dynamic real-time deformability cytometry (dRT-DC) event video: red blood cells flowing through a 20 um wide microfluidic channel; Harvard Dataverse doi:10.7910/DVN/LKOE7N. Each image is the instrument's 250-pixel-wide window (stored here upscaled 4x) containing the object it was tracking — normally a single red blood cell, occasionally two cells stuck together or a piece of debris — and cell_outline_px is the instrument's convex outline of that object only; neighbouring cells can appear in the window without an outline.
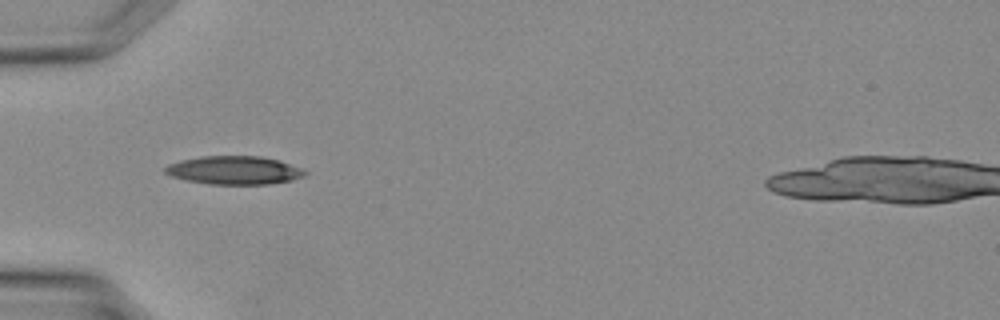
{"species": "Egyptian fruit bat (a non-hibernating species)", "species_latin": "Rousettus aegyptiacus", "temperature_condition": "warm", "stored_images_in_passage": 20, "camera_frame_rate_fps": 3000, "um_per_image_px": 0.085, "animal": {"sex": "female"}, "frame": {"image": 1, "passage_image": 1, "time_ms": 0.0, "image_size_px": [1000, 320], "cell_outline_px": [[308, 172], [304, 176], [292, 180], [268, 184], [208, 184], [188, 180], [172, 176], [164, 172], [164, 168], [168, 164], [180, 160], [204, 156], [260, 156], [276, 160], [304, 168]], "centroid_in_image_um": [19.92, 14.47], "position_along_channel_um": 65.1, "area_um2": 23.0}}
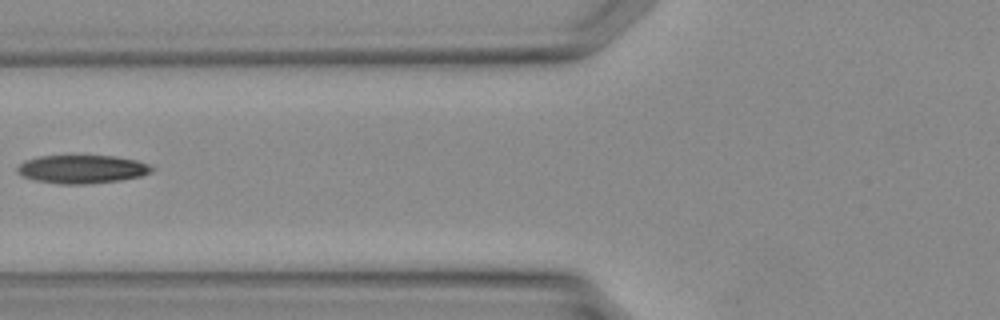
{"frame": {"image": 2, "passage_image": 4, "time_ms": 1.0, "image_size_px": [1000, 320], "cell_outline_px": [[156, 168], [152, 172], [140, 176], [120, 180], [88, 184], [60, 184], [36, 180], [24, 176], [16, 172], [16, 168], [24, 160], [40, 156], [116, 156], [136, 160], [148, 164]], "centroid_in_image_um": [6.99, 14.38], "position_along_channel_um": 118.8, "area_um2": 22.2}}